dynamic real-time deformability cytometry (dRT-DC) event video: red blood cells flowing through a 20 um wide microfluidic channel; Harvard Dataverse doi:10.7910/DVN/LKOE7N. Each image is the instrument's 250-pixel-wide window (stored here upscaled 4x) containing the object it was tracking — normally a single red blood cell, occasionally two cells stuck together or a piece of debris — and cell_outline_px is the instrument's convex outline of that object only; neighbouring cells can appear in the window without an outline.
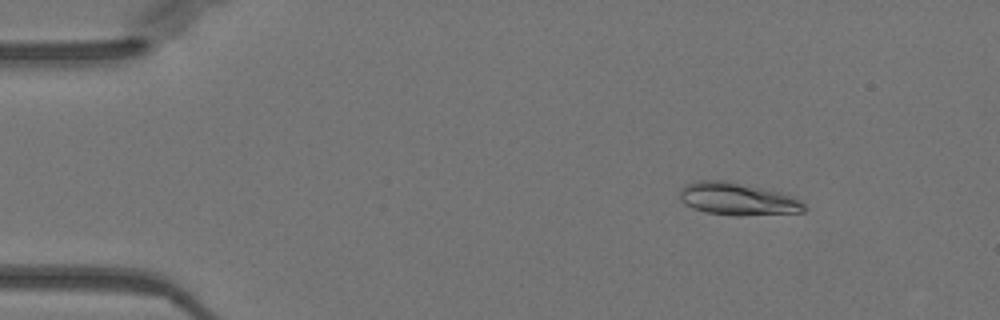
{"species": "Egyptian fruit bat (a non-hibernating species)", "species_latin": "Rousettus aegyptiacus", "temperature_condition": "warm", "stored_images_in_passage": 51, "camera_frame_rate_fps": 3000, "um_per_image_px": 0.085, "animal": {"sex": "female"}, "frame": {"image": 1, "passage_image": 7, "time_ms": 2.0, "image_size_px": [1000, 320], "cell_outline_px": [[808, 208], [804, 212], [736, 216], [704, 212], [692, 208], [684, 204], [680, 200], [680, 192], [684, 184], [696, 180], [728, 180], [780, 192], [792, 196], [800, 200]], "centroid_in_image_um": [62.67, 16.91], "position_along_channel_um": 22.3, "area_um2": 23.87}}
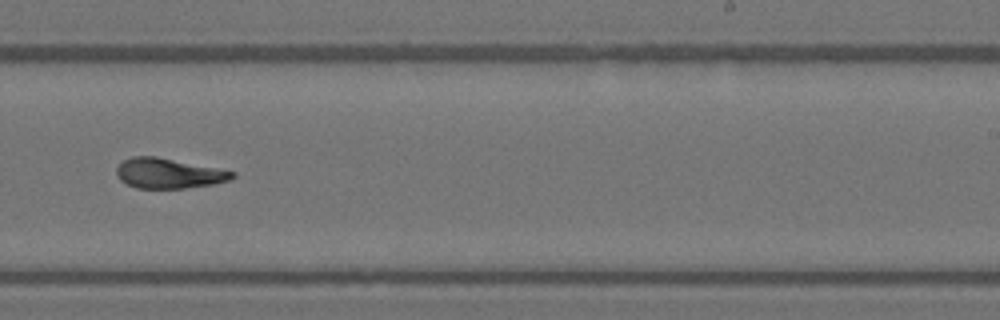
{"frame": {"image": 2, "passage_image": 32, "time_ms": 10.333, "image_size_px": [1000, 320], "cell_outline_px": [[236, 176], [232, 180], [212, 184], [184, 188], [136, 188], [120, 180], [116, 176], [116, 168], [124, 160], [132, 156], [156, 156], [236, 172]], "centroid_in_image_um": [14.33, 14.73], "position_along_channel_um": 274.7, "area_um2": 20.23}}
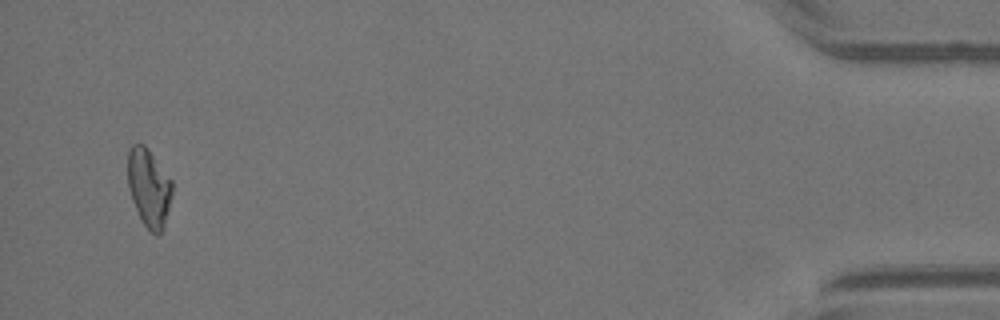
{"frame": {"image": 3, "passage_image": 49, "time_ms": 16.0, "image_size_px": [1000, 320], "cell_outline_px": [[172, 192], [164, 228], [160, 236], [156, 236], [148, 232], [132, 200], [128, 188], [128, 148], [132, 144], [144, 144], [148, 148], [172, 180]], "centroid_in_image_um": [12.66, 15.97], "position_along_channel_um": 422.5, "area_um2": 20.4}, "authors_computed_cell_mechanics": {"area_um2": 20.6346, "velocity_mm_per_s": 4.0199, "shape_relaxation_time_tau1_ms": null, "shape_relaxation_time_tau2_ms": 2.9233, "deformation_change_tau1": null, "deformation_change_tau2": 0.0902}}